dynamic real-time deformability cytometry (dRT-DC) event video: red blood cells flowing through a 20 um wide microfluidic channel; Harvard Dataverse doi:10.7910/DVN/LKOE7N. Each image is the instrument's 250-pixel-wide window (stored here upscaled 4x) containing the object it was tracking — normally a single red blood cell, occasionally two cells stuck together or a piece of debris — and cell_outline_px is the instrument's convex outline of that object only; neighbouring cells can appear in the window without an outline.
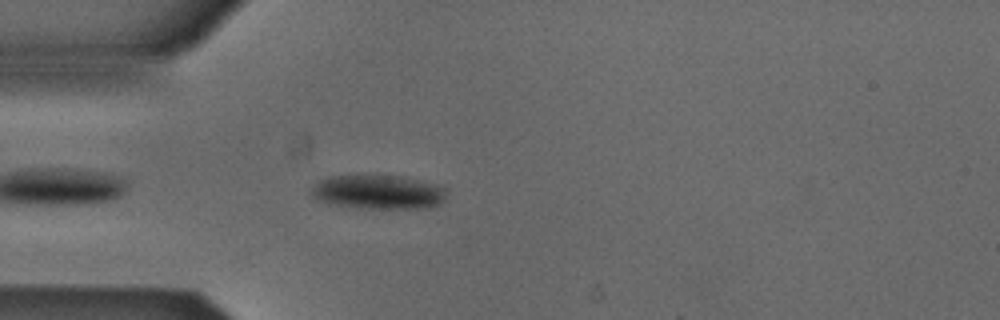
{"species": "Egyptian fruit bat (a non-hibernating species)", "species_latin": "Rousettus aegyptiacus", "temperature_condition": "cold", "stored_images_in_passage": 33, "camera_frame_rate_fps": 3000, "um_per_image_px": 0.085, "animal": {"sex": "male"}, "frame": {"image": 1, "passage_image": 3, "time_ms": 0.667, "image_size_px": [1000, 320], "cell_outline_px": [[444, 200], [436, 204], [424, 208], [356, 208], [328, 204], [316, 200], [312, 196], [312, 188], [316, 180], [328, 176], [404, 176], [436, 184], [444, 188]], "centroid_in_image_um": [32.06, 16.32], "position_along_channel_um": 52.9, "area_um2": 26.88}}
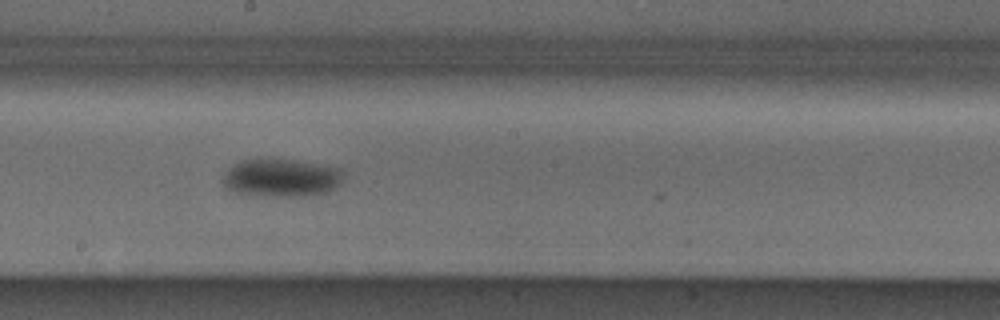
{"frame": {"image": 2, "passage_image": 17, "time_ms": 5.333, "image_size_px": [1000, 320], "cell_outline_px": [[344, 176], [340, 184], [328, 192], [296, 196], [272, 196], [232, 192], [224, 184], [224, 176], [240, 160], [296, 160], [340, 168], [344, 172]], "centroid_in_image_um": [23.98, 15.12], "position_along_channel_um": 224.2, "area_um2": 26.07}}
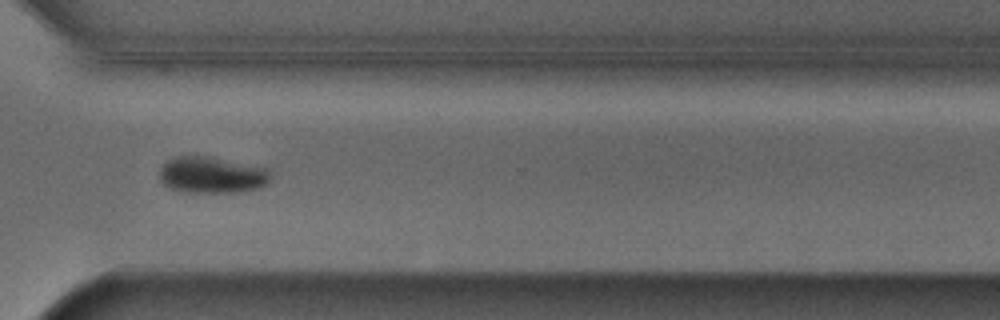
{"frame": {"image": 3, "passage_image": 27, "time_ms": 8.667, "image_size_px": [1000, 320], "cell_outline_px": [[272, 176], [260, 188], [244, 192], [184, 192], [168, 188], [160, 180], [160, 168], [168, 160], [176, 156], [208, 156], [268, 168]], "centroid_in_image_um": [18.01, 14.88], "position_along_channel_um": 352.6, "area_um2": 23.7}, "authors_computed_cell_mechanics": {"area_um2": 26.0678, "velocity_mm_per_s": 3.8413, "shape_relaxation_time_tau1_ms": 1.9336, "shape_relaxation_time_tau2_ms": null, "deformation_change_tau1": 0.0661, "deformation_change_tau2": null}}